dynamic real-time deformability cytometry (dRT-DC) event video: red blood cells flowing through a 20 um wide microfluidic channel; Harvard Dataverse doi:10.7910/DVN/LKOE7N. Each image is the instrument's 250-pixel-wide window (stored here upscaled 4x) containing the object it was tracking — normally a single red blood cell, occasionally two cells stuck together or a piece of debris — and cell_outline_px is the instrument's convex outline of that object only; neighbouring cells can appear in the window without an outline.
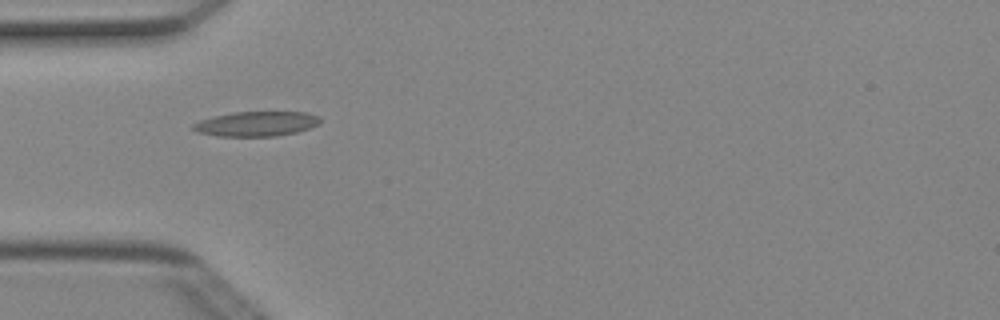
{"species": "Egyptian fruit bat (a non-hibernating species)", "species_latin": "Rousettus aegyptiacus", "temperature_condition": "cold", "stored_images_in_passage": 4, "camera_frame_rate_fps": 3000, "um_per_image_px": 0.085, "animal": {"sex": "female"}, "frame": {"image": 1, "passage_image": 4, "time_ms": 1.0, "image_size_px": [1000, 320], "cell_outline_px": [[320, 120], [316, 124], [308, 128], [296, 132], [276, 136], [216, 136], [196, 132], [192, 128], [192, 124], [200, 120], [232, 112], [304, 112], [320, 116]], "centroid_in_image_um": [21.75, 10.52], "position_along_channel_um": 63.3, "area_um2": 18.21}}